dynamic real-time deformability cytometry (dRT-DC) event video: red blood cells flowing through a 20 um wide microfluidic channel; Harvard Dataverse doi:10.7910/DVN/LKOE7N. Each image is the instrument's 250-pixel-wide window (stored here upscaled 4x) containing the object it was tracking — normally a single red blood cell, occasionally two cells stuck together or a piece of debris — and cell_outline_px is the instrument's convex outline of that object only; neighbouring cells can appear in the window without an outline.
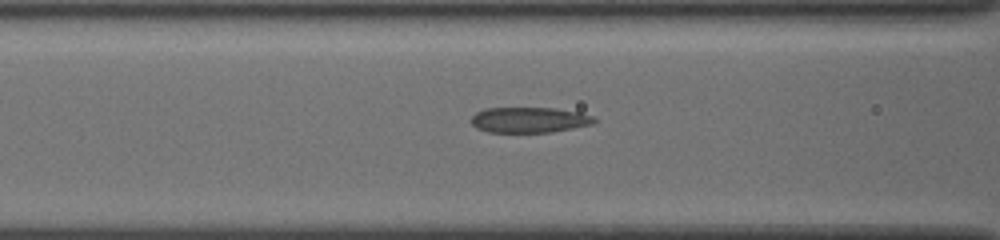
{"species": "common noctule bat (a hibernating species)", "species_latin": "Nyctalus noctula", "temperature_condition": "cold", "stored_images_in_passage": 12, "camera_frame_rate_fps": 3000, "um_per_image_px": 0.085, "animal": {"sex": "female", "body_mass_g": 19.5, "forearm_length_mm": 54.1}, "frame": {"image": 1, "passage_image": 10, "time_ms": 3.0, "image_size_px": [1000, 240], "cell_outline_px": [[596, 120], [592, 124], [552, 132], [488, 132], [476, 128], [472, 124], [472, 116], [476, 112], [484, 108], [556, 108], [580, 112], [592, 116]], "centroid_in_image_um": [44.97, 10.19], "position_along_channel_um": 121.6, "area_um2": 18.26}}